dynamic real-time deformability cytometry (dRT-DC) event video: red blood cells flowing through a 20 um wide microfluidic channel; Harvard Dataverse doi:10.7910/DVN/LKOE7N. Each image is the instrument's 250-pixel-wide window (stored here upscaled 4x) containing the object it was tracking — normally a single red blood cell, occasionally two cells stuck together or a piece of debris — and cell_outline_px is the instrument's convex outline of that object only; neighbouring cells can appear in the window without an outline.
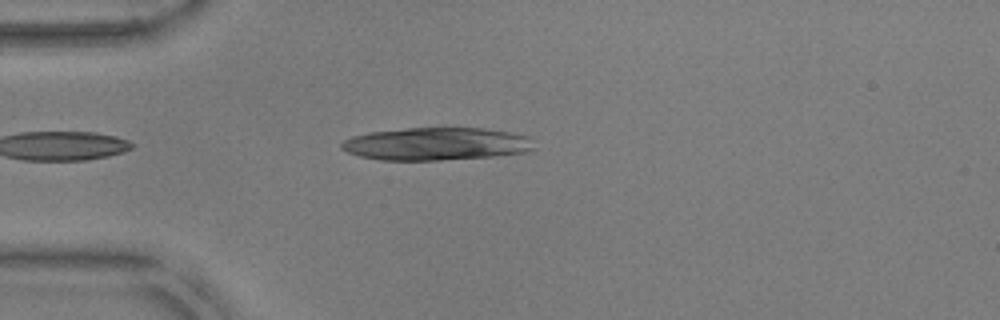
{"species": "common noctule bat (a hibernating species)", "species_latin": "Nyctalus noctula", "temperature_condition": "warm", "stored_images_in_passage": 6, "camera_frame_rate_fps": 3000, "um_per_image_px": 0.085, "animal": {"sex": "male", "body_mass_g": 17.9, "forearm_length_mm": 54.2}, "frame": {"image": 1, "passage_image": 1, "time_ms": 0.0, "image_size_px": [1000, 320], "cell_outline_px": [[536, 148], [524, 152], [492, 156], [440, 160], [380, 160], [360, 156], [348, 152], [340, 148], [340, 144], [344, 140], [352, 136], [368, 132], [408, 128], [484, 128], [508, 132], [528, 136]], "centroid_in_image_um": [37.05, 12.23], "position_along_channel_um": 48.0, "area_um2": 36.65}}